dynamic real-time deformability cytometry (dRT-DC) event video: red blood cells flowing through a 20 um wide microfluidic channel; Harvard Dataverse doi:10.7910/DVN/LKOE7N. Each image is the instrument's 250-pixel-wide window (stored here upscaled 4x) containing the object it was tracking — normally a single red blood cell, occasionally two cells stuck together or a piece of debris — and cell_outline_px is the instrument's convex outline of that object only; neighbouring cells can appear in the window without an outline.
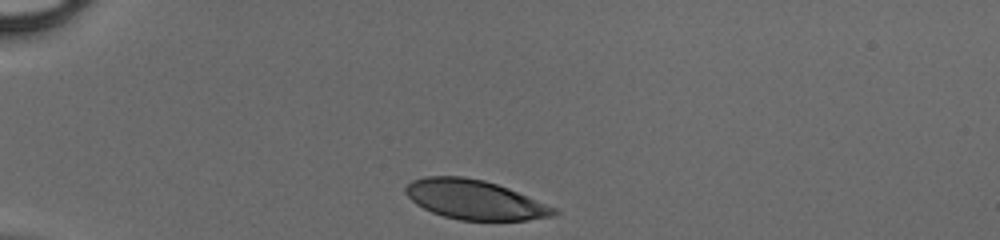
{"species": "human", "species_latin": "Homo sapiens", "temperature_condition": "cold", "stored_images_in_passage": 30, "camera_frame_rate_fps": 3000, "um_per_image_px": 0.085, "donor": {"sex": "male"}, "frame": {"image": 1, "passage_image": 1, "time_ms": 0.0, "image_size_px": [1000, 240], "cell_outline_px": [[560, 212], [556, 216], [528, 220], [460, 220], [444, 216], [432, 212], [416, 204], [404, 192], [404, 188], [412, 180], [424, 176], [464, 176], [484, 180], [508, 188], [556, 208]], "centroid_in_image_um": [40.35, 16.97], "position_along_channel_um": 44.6, "area_um2": 34.04}}
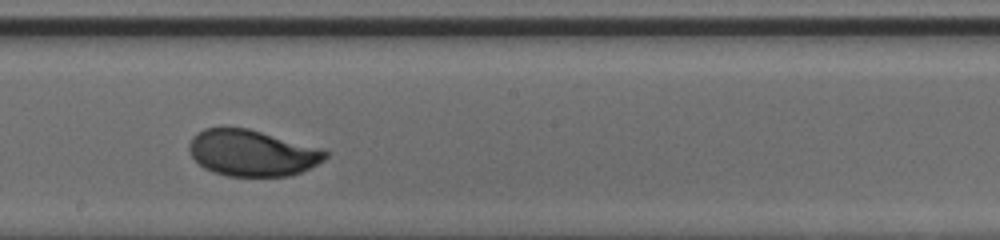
{"frame": {"image": 2, "passage_image": 17, "time_ms": 5.333, "image_size_px": [1000, 240], "cell_outline_px": [[328, 156], [324, 160], [300, 172], [288, 176], [228, 176], [212, 172], [204, 168], [192, 156], [188, 148], [188, 144], [192, 136], [196, 132], [204, 128], [248, 128], [324, 148], [328, 152]], "centroid_in_image_um": [21.43, 12.99], "position_along_channel_um": 226.8, "area_um2": 36.88}}
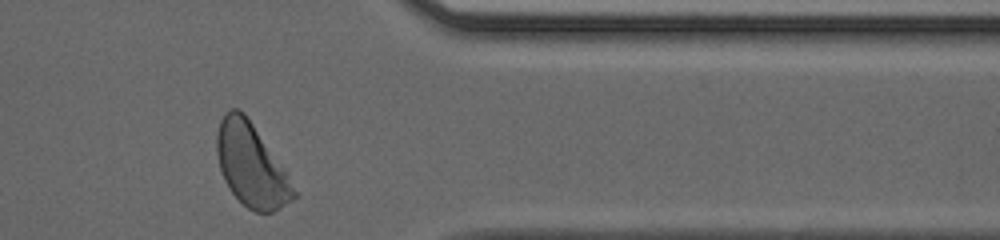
{"frame": {"image": 3, "passage_image": 29, "time_ms": 9.333, "image_size_px": [1000, 240], "cell_outline_px": [[296, 196], [292, 200], [272, 212], [256, 212], [248, 208], [232, 192], [224, 180], [220, 168], [216, 152], [216, 136], [220, 120], [224, 112], [232, 108], [236, 108], [244, 112], [284, 168], [296, 192]], "centroid_in_image_um": [21.33, 14.01], "position_along_channel_um": 390.1, "area_um2": 36.7}}